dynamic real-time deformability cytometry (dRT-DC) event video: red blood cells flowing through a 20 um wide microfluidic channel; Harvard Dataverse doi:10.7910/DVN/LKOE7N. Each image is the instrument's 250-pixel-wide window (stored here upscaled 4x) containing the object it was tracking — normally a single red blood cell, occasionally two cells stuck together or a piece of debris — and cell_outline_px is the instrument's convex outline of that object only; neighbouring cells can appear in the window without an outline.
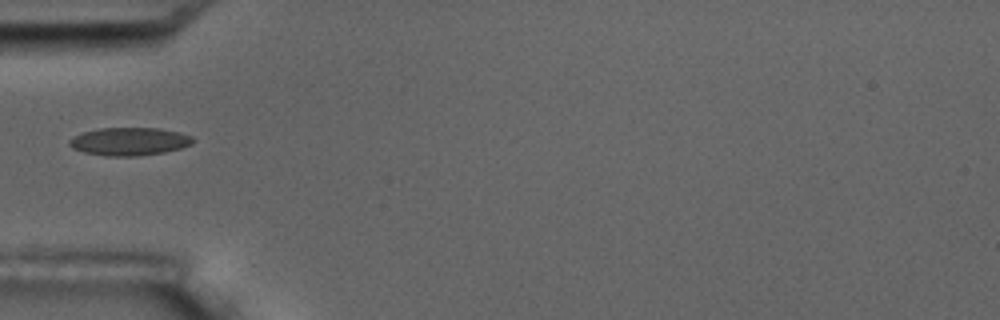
{"species": "common noctule bat (a hibernating species)", "species_latin": "Nyctalus noctula", "temperature_condition": "room temperature", "stored_images_in_passage": 12, "camera_frame_rate_fps": 3000, "um_per_image_px": 0.085, "animal": {"sex": "male", "body_mass_g": 17.5, "forearm_length_mm": 52.3}, "frame": {"image": 1, "passage_image": 1, "time_ms": 0.0, "image_size_px": [1000, 320], "cell_outline_px": [[196, 140], [192, 144], [180, 148], [164, 152], [136, 156], [108, 156], [84, 152], [72, 148], [68, 144], [68, 140], [84, 132], [100, 128], [160, 128], [180, 132], [192, 136]], "centroid_in_image_um": [11.03, 12.02], "position_along_channel_um": 74.0, "area_um2": 20.11}}
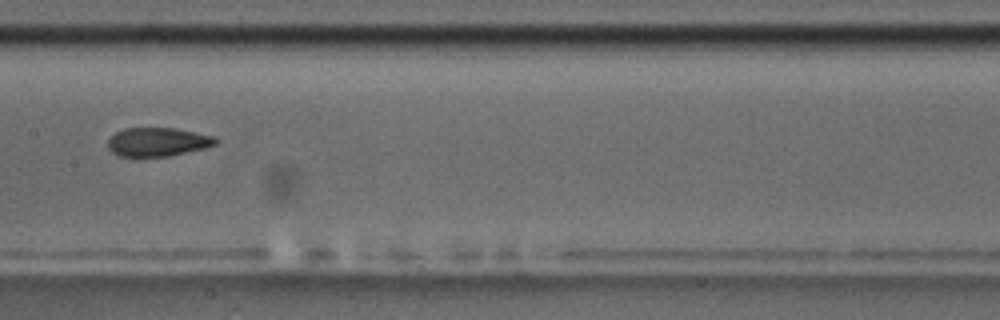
{"frame": {"image": 2, "passage_image": 4, "time_ms": 3.333, "image_size_px": [1000, 320], "cell_outline_px": [[220, 140], [216, 144], [204, 148], [168, 156], [116, 156], [108, 148], [108, 140], [116, 132], [124, 128], [176, 128], [216, 136]], "centroid_in_image_um": [13.42, 12.05], "position_along_channel_um": 194.0, "area_um2": 18.09}}
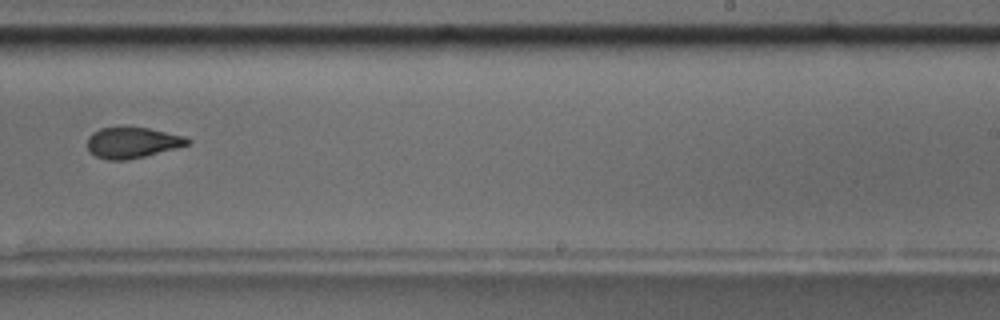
{"frame": {"image": 3, "passage_image": 6, "time_ms": 5.667, "image_size_px": [1000, 320], "cell_outline_px": [[192, 144], [144, 156], [124, 160], [108, 160], [96, 156], [88, 152], [88, 136], [92, 132], [100, 128], [120, 124], [148, 128], [188, 136], [192, 140]], "centroid_in_image_um": [11.26, 12.07], "position_along_channel_um": 277.7, "area_um2": 18.73}}